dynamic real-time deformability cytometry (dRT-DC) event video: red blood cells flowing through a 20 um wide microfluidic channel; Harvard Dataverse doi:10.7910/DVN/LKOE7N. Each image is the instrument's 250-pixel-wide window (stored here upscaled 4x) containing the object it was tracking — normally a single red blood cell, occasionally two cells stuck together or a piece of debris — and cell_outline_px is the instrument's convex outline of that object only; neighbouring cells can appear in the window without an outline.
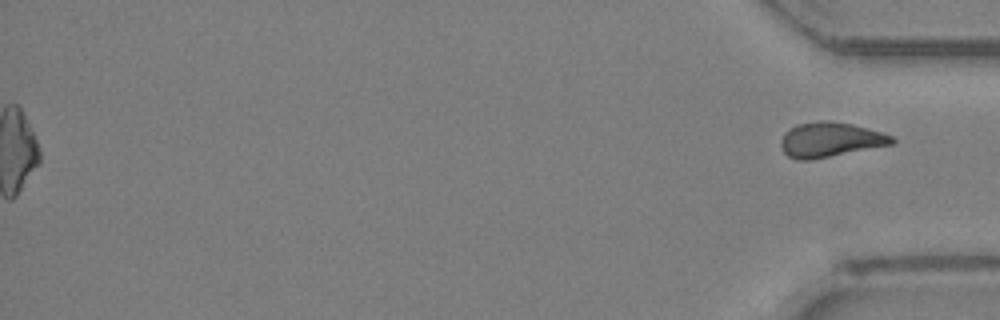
{"species": "Egyptian fruit bat (a non-hibernating species)", "species_latin": "Rousettus aegyptiacus", "temperature_condition": "room temperature", "stored_images_in_passage": 29, "segment_of_instrument_passage": [2, 2], "camera_frame_rate_fps": 3000, "um_per_image_px": 0.085, "animal": {"sex": "female"}, "frame": {"image": 1, "passage_image": 29, "time_ms": 9.333, "image_size_px": [1000, 320], "cell_outline_px": [[896, 140], [892, 144], [812, 160], [796, 160], [788, 156], [784, 152], [780, 144], [780, 140], [784, 132], [788, 128], [796, 124], [820, 120], [828, 120], [852, 124], [880, 132], [892, 136]], "centroid_in_image_um": [70.51, 11.87], "position_along_channel_um": 364.7, "area_um2": 22.6}}